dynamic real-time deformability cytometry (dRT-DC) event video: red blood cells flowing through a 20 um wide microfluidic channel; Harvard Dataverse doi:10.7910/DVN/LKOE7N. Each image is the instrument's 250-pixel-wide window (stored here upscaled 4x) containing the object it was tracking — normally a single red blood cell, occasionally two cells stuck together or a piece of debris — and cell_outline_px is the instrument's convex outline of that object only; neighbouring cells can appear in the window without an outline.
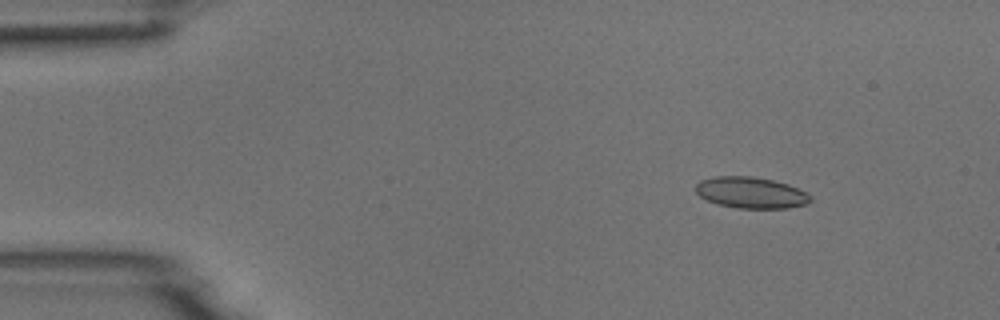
{"species": "common noctule bat (a hibernating species)", "species_latin": "Nyctalus noctula", "temperature_condition": "room temperature", "stored_images_in_passage": 4, "camera_frame_rate_fps": 3000, "um_per_image_px": 0.085, "animal": {"sex": "male", "body_mass_g": 18.8}, "frame": {"image": 1, "passage_image": 2, "time_ms": 1.333, "image_size_px": [1000, 320], "cell_outline_px": [[812, 200], [808, 204], [788, 208], [736, 208], [720, 204], [708, 200], [700, 196], [696, 192], [696, 184], [700, 180], [716, 176], [752, 176], [772, 180], [788, 184], [812, 196]], "centroid_in_image_um": [63.84, 16.37], "position_along_channel_um": 21.2, "area_um2": 20.81}}
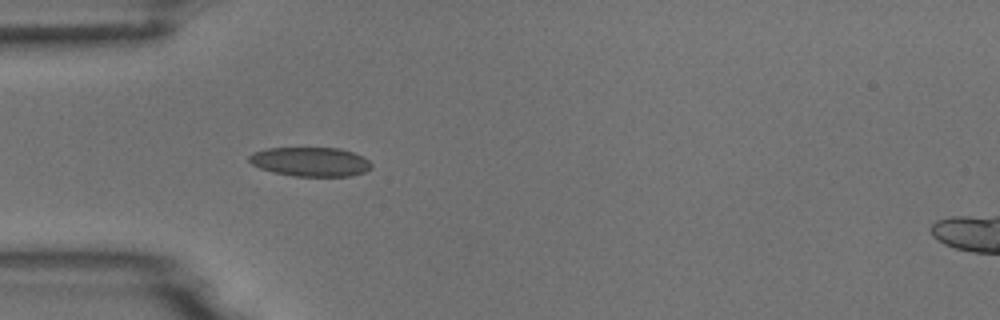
{"frame": {"image": 2, "passage_image": 4, "time_ms": 4.333, "image_size_px": [1000, 320], "cell_outline_px": [[372, 168], [364, 172], [352, 176], [292, 176], [272, 172], [260, 168], [252, 164], [248, 160], [248, 156], [252, 152], [268, 148], [340, 148], [352, 152], [368, 160], [372, 164]], "centroid_in_image_um": [26.36, 13.75], "position_along_channel_um": 58.6, "area_um2": 20.87}}